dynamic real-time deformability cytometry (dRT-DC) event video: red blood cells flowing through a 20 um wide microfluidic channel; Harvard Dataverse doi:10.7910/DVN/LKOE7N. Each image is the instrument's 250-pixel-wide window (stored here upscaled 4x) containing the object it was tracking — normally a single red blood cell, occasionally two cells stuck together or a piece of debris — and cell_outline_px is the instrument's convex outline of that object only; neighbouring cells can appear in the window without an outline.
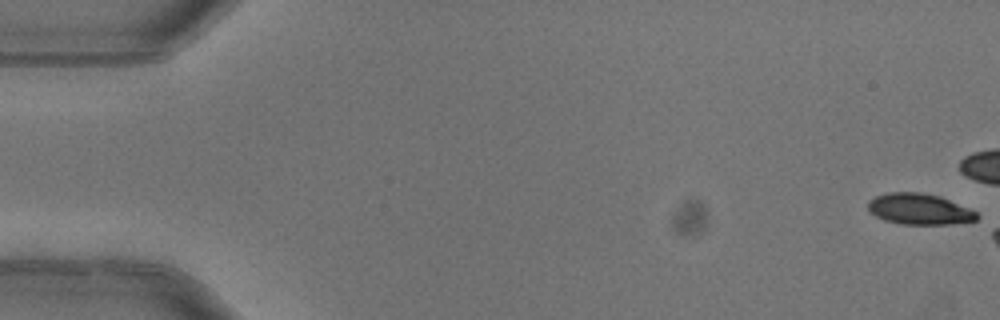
{"species": "common noctule bat (a hibernating species)", "species_latin": "Nyctalus noctula", "temperature_condition": "warm", "stored_images_in_passage": 3, "camera_frame_rate_fps": 3000, "um_per_image_px": 0.085, "animal": {"sex": "female"}, "frame": {"image": 1, "passage_image": 1, "time_ms": 0.0, "image_size_px": [1000, 320], "cell_outline_px": [[980, 216], [976, 220], [948, 224], [900, 224], [884, 220], [876, 216], [868, 208], [868, 200], [876, 196], [888, 192], [920, 192], [940, 196], [968, 208], [976, 212]], "centroid_in_image_um": [78.13, 17.77], "position_along_channel_um": 6.9, "area_um2": 19.54}}